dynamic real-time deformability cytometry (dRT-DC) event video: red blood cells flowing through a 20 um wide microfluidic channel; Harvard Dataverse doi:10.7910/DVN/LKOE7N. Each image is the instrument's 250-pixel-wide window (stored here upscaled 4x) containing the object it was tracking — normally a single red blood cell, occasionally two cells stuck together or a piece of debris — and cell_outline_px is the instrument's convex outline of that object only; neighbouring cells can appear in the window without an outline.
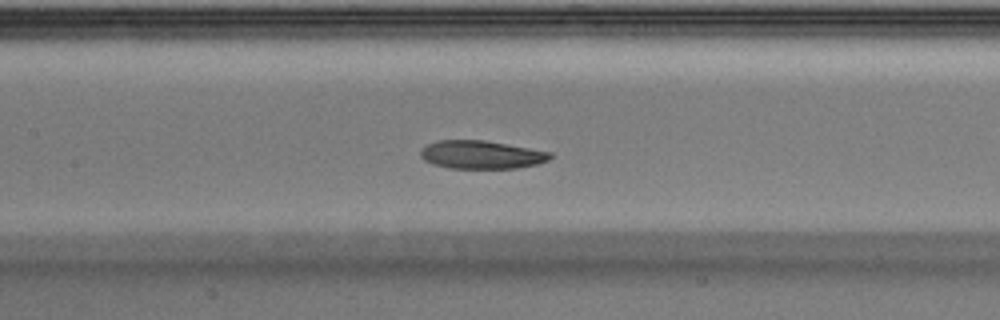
{"species": "Egyptian fruit bat (a non-hibernating species)", "species_latin": "Rousettus aegyptiacus", "temperature_condition": "warm", "stored_images_in_passage": 41, "camera_frame_rate_fps": 3000, "um_per_image_px": 0.085, "animal": {"sex": "male"}, "frame": {"image": 1, "passage_image": 18, "time_ms": 5.667, "image_size_px": [1000, 320], "cell_outline_px": [[552, 156], [548, 160], [536, 164], [516, 168], [448, 168], [432, 164], [424, 160], [420, 156], [420, 148], [428, 144], [440, 140], [484, 140], [552, 152]], "centroid_in_image_um": [40.88, 13.15], "position_along_channel_um": 166.5, "area_um2": 21.27}}